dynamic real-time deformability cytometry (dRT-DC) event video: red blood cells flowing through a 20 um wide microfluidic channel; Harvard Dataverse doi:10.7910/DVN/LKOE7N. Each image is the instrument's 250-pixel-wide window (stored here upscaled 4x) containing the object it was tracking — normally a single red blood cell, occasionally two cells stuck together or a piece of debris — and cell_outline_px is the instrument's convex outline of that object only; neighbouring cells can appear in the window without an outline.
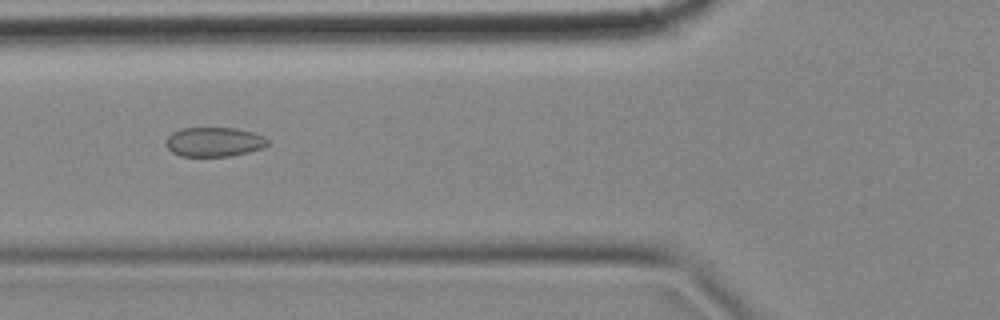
{"species": "common noctule bat (a hibernating species)", "species_latin": "Nyctalus noctula", "temperature_condition": "cold", "stored_images_in_passage": 7, "camera_frame_rate_fps": 3000, "um_per_image_px": 0.085, "animal": {"sex": "female", "body_mass_g": 18.4}, "frame": {"image": 1, "passage_image": 6, "time_ms": 1.667, "image_size_px": [1000, 320], "cell_outline_px": [[268, 144], [260, 148], [248, 152], [232, 156], [180, 156], [172, 152], [164, 144], [164, 140], [172, 132], [180, 128], [236, 128], [252, 132], [264, 136], [268, 140]], "centroid_in_image_um": [18.15, 12.06], "position_along_channel_um": 107.7, "area_um2": 17.51}}
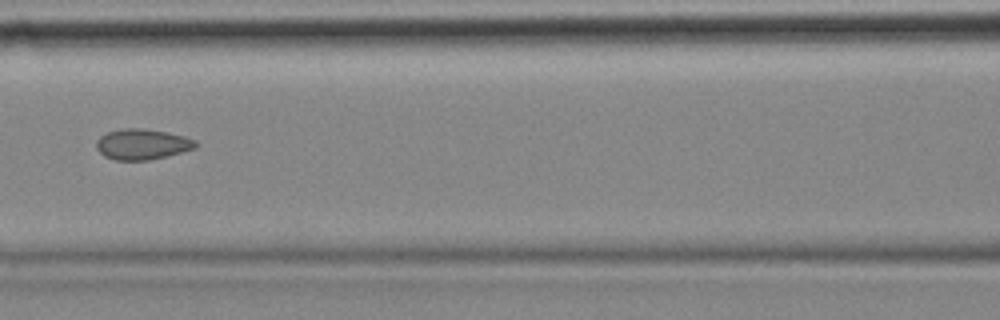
{"frame": {"image": 2, "passage_image": 7, "time_ms": 2.0, "image_size_px": [1000, 320], "cell_outline_px": [[196, 148], [168, 156], [148, 160], [116, 160], [104, 156], [96, 148], [96, 140], [100, 136], [108, 132], [120, 128], [144, 128], [184, 136], [196, 140]], "centroid_in_image_um": [12.07, 12.26], "position_along_channel_um": 154.5, "area_um2": 17.74}}